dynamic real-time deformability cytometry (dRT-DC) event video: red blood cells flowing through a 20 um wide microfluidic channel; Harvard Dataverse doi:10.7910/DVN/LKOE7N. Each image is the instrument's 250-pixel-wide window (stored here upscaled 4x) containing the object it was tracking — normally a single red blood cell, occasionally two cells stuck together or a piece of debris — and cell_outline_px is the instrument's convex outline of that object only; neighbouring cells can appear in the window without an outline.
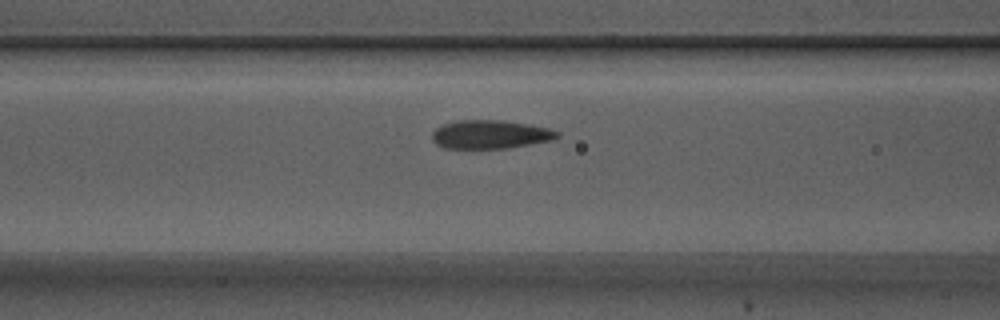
{"species": "Egyptian fruit bat (a non-hibernating species)", "species_latin": "Rousettus aegyptiacus", "temperature_condition": "warm", "stored_images_in_passage": 39, "camera_frame_rate_fps": 3000, "um_per_image_px": 0.085, "animal": {"sex": "male"}, "frame": {"image": 1, "passage_image": 16, "time_ms": 5.0, "image_size_px": [1000, 320], "cell_outline_px": [[560, 136], [556, 140], [508, 148], [444, 148], [436, 144], [432, 140], [432, 132], [436, 128], [444, 124], [456, 120], [504, 120], [528, 124], [548, 128], [560, 132]], "centroid_in_image_um": [41.71, 11.42], "position_along_channel_um": 124.9, "area_um2": 21.04}}
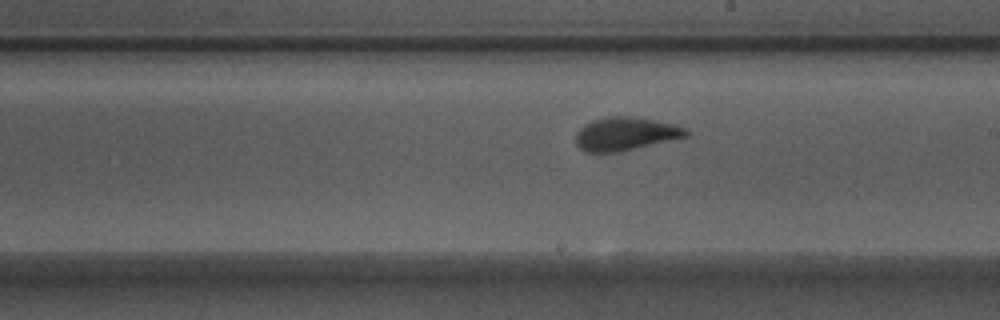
{"frame": {"image": 2, "passage_image": 25, "time_ms": 8.0, "image_size_px": [1000, 320], "cell_outline_px": [[688, 136], [620, 152], [584, 152], [576, 144], [576, 132], [584, 124], [592, 120], [612, 116], [632, 116], [672, 124], [684, 128], [688, 132]], "centroid_in_image_um": [53.12, 11.38], "position_along_channel_um": 235.9, "area_um2": 21.21}}
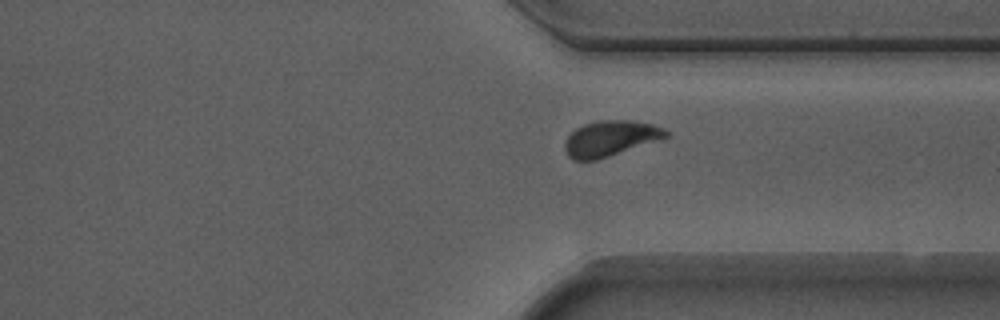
{"frame": {"image": 3, "passage_image": 35, "time_ms": 11.333, "image_size_px": [1000, 320], "cell_outline_px": [[668, 136], [660, 140], [596, 160], [572, 160], [568, 156], [564, 148], [564, 140], [576, 128], [584, 124], [600, 120], [628, 120], [652, 124], [664, 128], [668, 132]], "centroid_in_image_um": [51.86, 11.77], "position_along_channel_um": 359.5, "area_um2": 20.92}}